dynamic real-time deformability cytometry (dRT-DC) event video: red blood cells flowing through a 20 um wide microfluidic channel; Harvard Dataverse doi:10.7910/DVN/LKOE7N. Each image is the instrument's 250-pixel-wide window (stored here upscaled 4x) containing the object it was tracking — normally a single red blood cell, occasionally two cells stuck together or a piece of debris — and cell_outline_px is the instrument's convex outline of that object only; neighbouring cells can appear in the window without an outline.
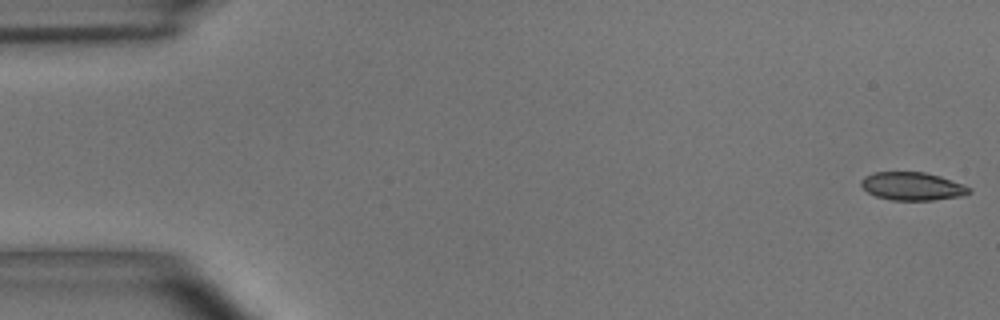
{"species": "common noctule bat (a hibernating species)", "species_latin": "Nyctalus noctula", "temperature_condition": "room temperature", "stored_images_in_passage": 15, "camera_frame_rate_fps": 3000, "um_per_image_px": 0.085, "animal": {"sex": "male", "body_mass_g": 15.6}, "frame": {"image": 1, "passage_image": 1, "time_ms": 0.0, "image_size_px": [1000, 320], "cell_outline_px": [[972, 192], [964, 196], [932, 200], [892, 200], [876, 196], [868, 192], [860, 184], [860, 180], [864, 176], [872, 172], [924, 172], [940, 176], [972, 188]], "centroid_in_image_um": [77.55, 15.83], "position_along_channel_um": 7.5, "area_um2": 17.74}}
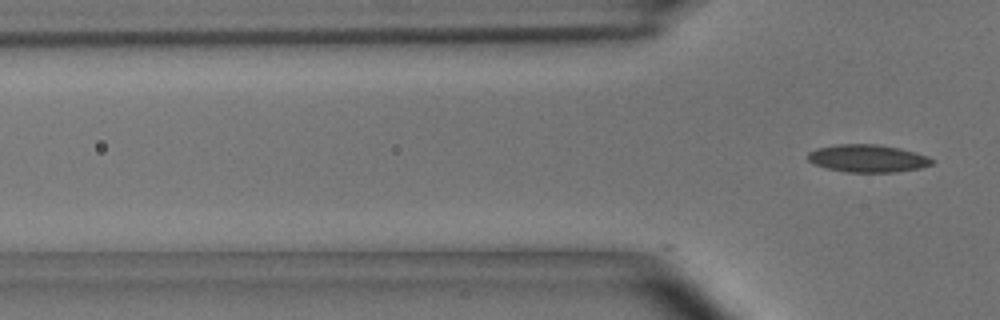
{"frame": {"image": 2, "passage_image": 15, "time_ms": 4.667, "image_size_px": [1000, 320], "cell_outline_px": [[936, 160], [932, 164], [920, 168], [896, 172], [848, 172], [828, 168], [812, 164], [808, 160], [808, 152], [816, 148], [836, 144], [876, 144], [900, 148], [928, 156]], "centroid_in_image_um": [73.75, 13.46], "position_along_channel_um": 52.0, "area_um2": 20.06}}